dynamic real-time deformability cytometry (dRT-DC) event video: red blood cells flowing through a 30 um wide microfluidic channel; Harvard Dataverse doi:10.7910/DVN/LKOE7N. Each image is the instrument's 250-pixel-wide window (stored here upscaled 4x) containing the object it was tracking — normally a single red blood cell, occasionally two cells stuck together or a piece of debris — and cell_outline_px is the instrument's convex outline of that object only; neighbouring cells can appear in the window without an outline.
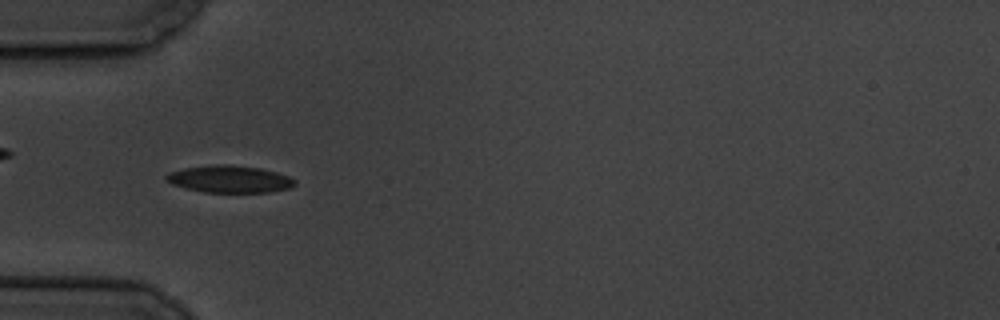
{"species": "common noctule bat (a hibernating species)", "species_latin": "Nyctalus noctula", "temperature_condition": "cold", "stored_images_in_passage": 57, "camera_frame_rate_fps": 3000, "um_per_image_px": 0.085, "animal": {"sex": "male", "body_mass_g": 19.5, "forearm_length_mm": 54.6}, "frame": {"image": 1, "passage_image": 18, "time_ms": 5.667, "image_size_px": [1000, 320], "cell_outline_px": [[296, 184], [292, 188], [268, 192], [204, 192], [172, 184], [164, 180], [164, 176], [168, 172], [184, 168], [212, 164], [228, 164], [260, 168], [276, 172], [288, 176], [296, 180]], "centroid_in_image_um": [19.51, 15.21], "position_along_channel_um": 65.5, "area_um2": 20.46}}
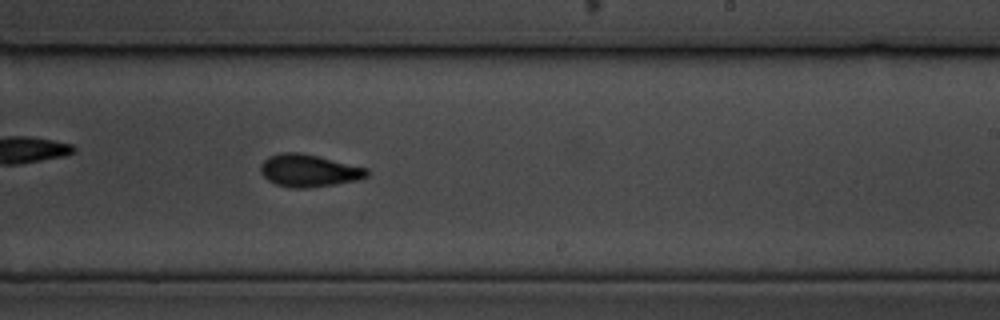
{"frame": {"image": 2, "passage_image": 35, "time_ms": 11.333, "image_size_px": [1000, 320], "cell_outline_px": [[368, 176], [356, 180], [308, 188], [292, 188], [276, 184], [268, 180], [260, 172], [260, 164], [268, 156], [280, 152], [296, 152], [316, 156], [368, 168]], "centroid_in_image_um": [26.21, 14.5], "position_along_channel_um": 262.8, "area_um2": 19.88}}
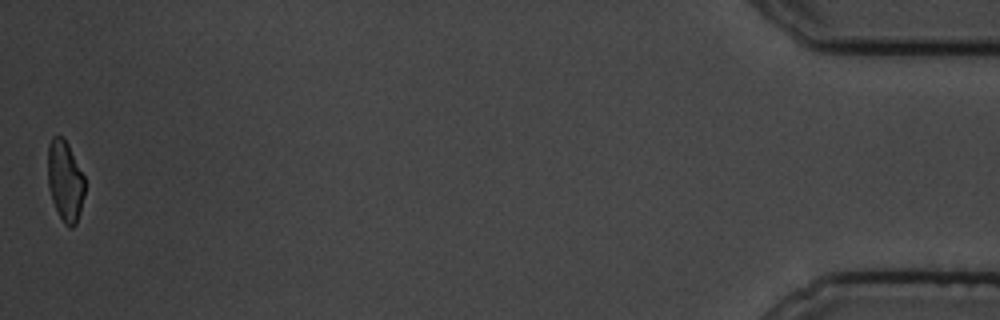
{"frame": {"image": 3, "passage_image": 57, "time_ms": 18.667, "image_size_px": [1000, 320], "cell_outline_px": [[84, 196], [76, 224], [72, 228], [68, 228], [64, 224], [52, 200], [48, 184], [48, 144], [52, 136], [64, 136], [84, 176]], "centroid_in_image_um": [5.53, 15.36], "position_along_channel_um": 429.7, "area_um2": 17.34}, "authors_computed_cell_mechanics": {"area_um2": 19.1896, "velocity_mm_per_s": 3.503, "shape_relaxation_time_tau1_ms": 3.4412, "shape_relaxation_time_tau2_ms": 2.7802, "deformation_change_tau1": 0.1363, "deformation_change_tau2": 0.0802}}